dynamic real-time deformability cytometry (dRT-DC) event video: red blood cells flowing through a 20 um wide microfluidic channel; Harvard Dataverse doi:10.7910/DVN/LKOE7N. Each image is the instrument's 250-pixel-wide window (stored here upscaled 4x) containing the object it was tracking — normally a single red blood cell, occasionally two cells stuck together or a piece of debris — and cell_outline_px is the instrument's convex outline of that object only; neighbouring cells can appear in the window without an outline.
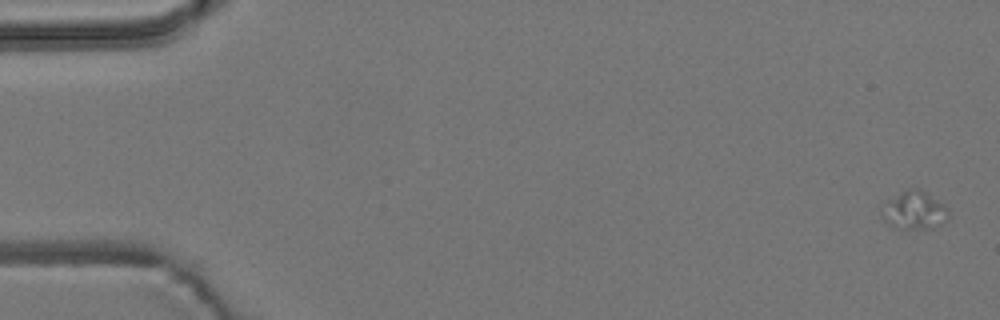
{"species": "common noctule bat (a hibernating species)", "species_latin": "Nyctalus noctula", "temperature_condition": "room temperature", "stored_images_in_passage": 7, "segment_of_instrument_passage": [1, 2], "camera_frame_rate_fps": 3000, "um_per_image_px": 0.085, "animal": {"sex": "male", "body_mass_g": 19.2, "forearm_length_mm": 51.8}, "frame": {"image": 1, "passage_image": 1, "time_ms": 0.0, "image_size_px": [1000, 320], "cell_outline_px": [[948, 220], [940, 224], [928, 228], [896, 228], [888, 224], [880, 212], [908, 188], [920, 188], [944, 204], [948, 208]], "centroid_in_image_um": [77.8, 17.89], "position_along_channel_um": 7.2, "area_um2": 14.1}}